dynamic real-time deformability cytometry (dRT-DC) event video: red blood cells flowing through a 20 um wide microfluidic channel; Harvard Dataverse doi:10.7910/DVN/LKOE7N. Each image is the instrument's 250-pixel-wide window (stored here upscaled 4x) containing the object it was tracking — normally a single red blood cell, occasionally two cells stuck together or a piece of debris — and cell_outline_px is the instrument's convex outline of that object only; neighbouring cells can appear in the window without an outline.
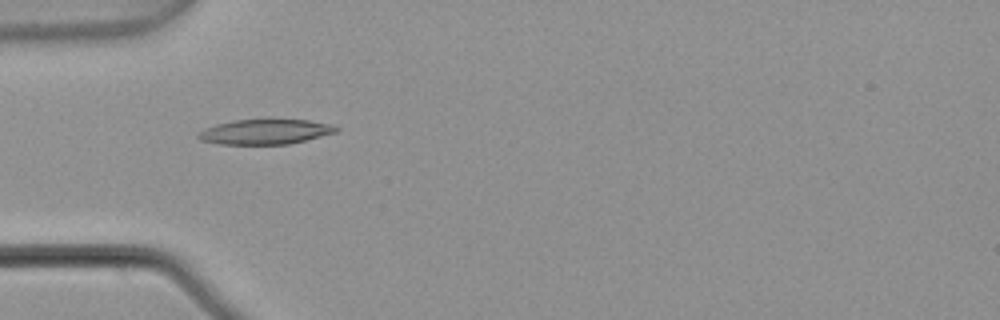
{"species": "common noctule bat (a hibernating species)", "species_latin": "Nyctalus noctula", "temperature_condition": "warm", "stored_images_in_passage": 1, "camera_frame_rate_fps": 3000, "um_per_image_px": 0.085, "animal": {"sex": "male", "body_mass_g": 21.5, "forearm_length_mm": 52.0}, "frame": {"image": 1, "passage_image": 1, "time_ms": 0.0, "image_size_px": [1000, 320], "cell_outline_px": [[340, 128], [336, 132], [288, 144], [220, 144], [200, 140], [196, 136], [204, 128], [216, 124], [232, 120], [268, 116], [308, 120], [332, 124]], "centroid_in_image_um": [22.54, 11.14], "position_along_channel_um": 62.5, "area_um2": 20.98}}